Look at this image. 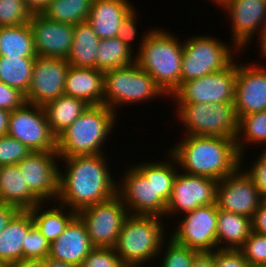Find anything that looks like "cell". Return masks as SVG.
<instances>
[{
    "label": "cell",
    "instance_id": "obj_51",
    "mask_svg": "<svg viewBox=\"0 0 266 267\" xmlns=\"http://www.w3.org/2000/svg\"><path fill=\"white\" fill-rule=\"evenodd\" d=\"M10 111L0 108V136L7 135Z\"/></svg>",
    "mask_w": 266,
    "mask_h": 267
},
{
    "label": "cell",
    "instance_id": "obj_37",
    "mask_svg": "<svg viewBox=\"0 0 266 267\" xmlns=\"http://www.w3.org/2000/svg\"><path fill=\"white\" fill-rule=\"evenodd\" d=\"M31 15L23 0H0V27L29 23Z\"/></svg>",
    "mask_w": 266,
    "mask_h": 267
},
{
    "label": "cell",
    "instance_id": "obj_27",
    "mask_svg": "<svg viewBox=\"0 0 266 267\" xmlns=\"http://www.w3.org/2000/svg\"><path fill=\"white\" fill-rule=\"evenodd\" d=\"M99 41L88 21L75 24L72 48L66 59L70 66L96 68Z\"/></svg>",
    "mask_w": 266,
    "mask_h": 267
},
{
    "label": "cell",
    "instance_id": "obj_13",
    "mask_svg": "<svg viewBox=\"0 0 266 267\" xmlns=\"http://www.w3.org/2000/svg\"><path fill=\"white\" fill-rule=\"evenodd\" d=\"M216 203L201 206L183 214L171 237L176 243L198 252H212L217 249Z\"/></svg>",
    "mask_w": 266,
    "mask_h": 267
},
{
    "label": "cell",
    "instance_id": "obj_52",
    "mask_svg": "<svg viewBox=\"0 0 266 267\" xmlns=\"http://www.w3.org/2000/svg\"><path fill=\"white\" fill-rule=\"evenodd\" d=\"M258 38L256 40H258L259 38V42L257 44H259L260 51H261V55L263 57L266 58V25L263 27V30L261 31V33L259 34V36H257Z\"/></svg>",
    "mask_w": 266,
    "mask_h": 267
},
{
    "label": "cell",
    "instance_id": "obj_14",
    "mask_svg": "<svg viewBox=\"0 0 266 267\" xmlns=\"http://www.w3.org/2000/svg\"><path fill=\"white\" fill-rule=\"evenodd\" d=\"M59 159L57 151L32 152L17 163L30 191L46 204L59 195Z\"/></svg>",
    "mask_w": 266,
    "mask_h": 267
},
{
    "label": "cell",
    "instance_id": "obj_38",
    "mask_svg": "<svg viewBox=\"0 0 266 267\" xmlns=\"http://www.w3.org/2000/svg\"><path fill=\"white\" fill-rule=\"evenodd\" d=\"M239 250L251 267H266V235L252 231Z\"/></svg>",
    "mask_w": 266,
    "mask_h": 267
},
{
    "label": "cell",
    "instance_id": "obj_25",
    "mask_svg": "<svg viewBox=\"0 0 266 267\" xmlns=\"http://www.w3.org/2000/svg\"><path fill=\"white\" fill-rule=\"evenodd\" d=\"M34 225L29 211H19L0 232V262L10 265L23 258L26 234Z\"/></svg>",
    "mask_w": 266,
    "mask_h": 267
},
{
    "label": "cell",
    "instance_id": "obj_2",
    "mask_svg": "<svg viewBox=\"0 0 266 267\" xmlns=\"http://www.w3.org/2000/svg\"><path fill=\"white\" fill-rule=\"evenodd\" d=\"M184 136L169 150L181 172L220 181L240 167V155L235 139L219 136Z\"/></svg>",
    "mask_w": 266,
    "mask_h": 267
},
{
    "label": "cell",
    "instance_id": "obj_35",
    "mask_svg": "<svg viewBox=\"0 0 266 267\" xmlns=\"http://www.w3.org/2000/svg\"><path fill=\"white\" fill-rule=\"evenodd\" d=\"M166 161H153V187L155 192L166 202H169L174 180L179 171L178 164L174 156L168 151Z\"/></svg>",
    "mask_w": 266,
    "mask_h": 267
},
{
    "label": "cell",
    "instance_id": "obj_49",
    "mask_svg": "<svg viewBox=\"0 0 266 267\" xmlns=\"http://www.w3.org/2000/svg\"><path fill=\"white\" fill-rule=\"evenodd\" d=\"M25 6L32 14H42L51 0H23Z\"/></svg>",
    "mask_w": 266,
    "mask_h": 267
},
{
    "label": "cell",
    "instance_id": "obj_29",
    "mask_svg": "<svg viewBox=\"0 0 266 267\" xmlns=\"http://www.w3.org/2000/svg\"><path fill=\"white\" fill-rule=\"evenodd\" d=\"M88 106L82 99L63 94L57 99L46 103L43 109L52 132L58 136L68 126L72 125Z\"/></svg>",
    "mask_w": 266,
    "mask_h": 267
},
{
    "label": "cell",
    "instance_id": "obj_39",
    "mask_svg": "<svg viewBox=\"0 0 266 267\" xmlns=\"http://www.w3.org/2000/svg\"><path fill=\"white\" fill-rule=\"evenodd\" d=\"M51 243L34 224L26 234L23 244V258L46 259L49 257Z\"/></svg>",
    "mask_w": 266,
    "mask_h": 267
},
{
    "label": "cell",
    "instance_id": "obj_16",
    "mask_svg": "<svg viewBox=\"0 0 266 267\" xmlns=\"http://www.w3.org/2000/svg\"><path fill=\"white\" fill-rule=\"evenodd\" d=\"M242 168L240 164L234 173L218 181L216 204L219 209L252 218L264 199Z\"/></svg>",
    "mask_w": 266,
    "mask_h": 267
},
{
    "label": "cell",
    "instance_id": "obj_48",
    "mask_svg": "<svg viewBox=\"0 0 266 267\" xmlns=\"http://www.w3.org/2000/svg\"><path fill=\"white\" fill-rule=\"evenodd\" d=\"M191 267H215L214 266V251L212 252H198Z\"/></svg>",
    "mask_w": 266,
    "mask_h": 267
},
{
    "label": "cell",
    "instance_id": "obj_3",
    "mask_svg": "<svg viewBox=\"0 0 266 267\" xmlns=\"http://www.w3.org/2000/svg\"><path fill=\"white\" fill-rule=\"evenodd\" d=\"M163 28H152L142 35L136 62L170 97L180 87L183 42ZM149 31V32H148Z\"/></svg>",
    "mask_w": 266,
    "mask_h": 267
},
{
    "label": "cell",
    "instance_id": "obj_12",
    "mask_svg": "<svg viewBox=\"0 0 266 267\" xmlns=\"http://www.w3.org/2000/svg\"><path fill=\"white\" fill-rule=\"evenodd\" d=\"M77 215L85 223L94 247H114L125 220L130 216L117 194L109 200L82 209Z\"/></svg>",
    "mask_w": 266,
    "mask_h": 267
},
{
    "label": "cell",
    "instance_id": "obj_53",
    "mask_svg": "<svg viewBox=\"0 0 266 267\" xmlns=\"http://www.w3.org/2000/svg\"><path fill=\"white\" fill-rule=\"evenodd\" d=\"M46 267H78L77 265L66 263L63 261L46 258Z\"/></svg>",
    "mask_w": 266,
    "mask_h": 267
},
{
    "label": "cell",
    "instance_id": "obj_6",
    "mask_svg": "<svg viewBox=\"0 0 266 267\" xmlns=\"http://www.w3.org/2000/svg\"><path fill=\"white\" fill-rule=\"evenodd\" d=\"M164 95L167 96L137 62L104 72V105L116 114L121 105H138Z\"/></svg>",
    "mask_w": 266,
    "mask_h": 267
},
{
    "label": "cell",
    "instance_id": "obj_15",
    "mask_svg": "<svg viewBox=\"0 0 266 267\" xmlns=\"http://www.w3.org/2000/svg\"><path fill=\"white\" fill-rule=\"evenodd\" d=\"M217 184L218 181L213 178L178 171L165 217L186 214L198 207L216 203Z\"/></svg>",
    "mask_w": 266,
    "mask_h": 267
},
{
    "label": "cell",
    "instance_id": "obj_33",
    "mask_svg": "<svg viewBox=\"0 0 266 267\" xmlns=\"http://www.w3.org/2000/svg\"><path fill=\"white\" fill-rule=\"evenodd\" d=\"M93 0H51L42 12L47 19L75 25L88 20Z\"/></svg>",
    "mask_w": 266,
    "mask_h": 267
},
{
    "label": "cell",
    "instance_id": "obj_1",
    "mask_svg": "<svg viewBox=\"0 0 266 267\" xmlns=\"http://www.w3.org/2000/svg\"><path fill=\"white\" fill-rule=\"evenodd\" d=\"M105 154L60 158L57 202L78 213L117 194V182L111 175ZM65 165V166H64ZM63 170V171H61Z\"/></svg>",
    "mask_w": 266,
    "mask_h": 267
},
{
    "label": "cell",
    "instance_id": "obj_40",
    "mask_svg": "<svg viewBox=\"0 0 266 267\" xmlns=\"http://www.w3.org/2000/svg\"><path fill=\"white\" fill-rule=\"evenodd\" d=\"M30 153L29 148L17 139L0 136V166L17 164Z\"/></svg>",
    "mask_w": 266,
    "mask_h": 267
},
{
    "label": "cell",
    "instance_id": "obj_34",
    "mask_svg": "<svg viewBox=\"0 0 266 267\" xmlns=\"http://www.w3.org/2000/svg\"><path fill=\"white\" fill-rule=\"evenodd\" d=\"M266 143V111L254 112L238 120L236 147L240 155V164L244 160L245 149L249 144ZM248 144V145H246Z\"/></svg>",
    "mask_w": 266,
    "mask_h": 267
},
{
    "label": "cell",
    "instance_id": "obj_21",
    "mask_svg": "<svg viewBox=\"0 0 266 267\" xmlns=\"http://www.w3.org/2000/svg\"><path fill=\"white\" fill-rule=\"evenodd\" d=\"M93 248L85 223L76 215L51 243L49 258L80 267Z\"/></svg>",
    "mask_w": 266,
    "mask_h": 267
},
{
    "label": "cell",
    "instance_id": "obj_42",
    "mask_svg": "<svg viewBox=\"0 0 266 267\" xmlns=\"http://www.w3.org/2000/svg\"><path fill=\"white\" fill-rule=\"evenodd\" d=\"M249 168L243 169L246 174L252 179L255 187L258 189L259 194L263 199H266V149H263Z\"/></svg>",
    "mask_w": 266,
    "mask_h": 267
},
{
    "label": "cell",
    "instance_id": "obj_30",
    "mask_svg": "<svg viewBox=\"0 0 266 267\" xmlns=\"http://www.w3.org/2000/svg\"><path fill=\"white\" fill-rule=\"evenodd\" d=\"M0 56L35 58L34 40L29 23L0 27Z\"/></svg>",
    "mask_w": 266,
    "mask_h": 267
},
{
    "label": "cell",
    "instance_id": "obj_32",
    "mask_svg": "<svg viewBox=\"0 0 266 267\" xmlns=\"http://www.w3.org/2000/svg\"><path fill=\"white\" fill-rule=\"evenodd\" d=\"M35 58H14L0 56V81L20 90L28 92Z\"/></svg>",
    "mask_w": 266,
    "mask_h": 267
},
{
    "label": "cell",
    "instance_id": "obj_31",
    "mask_svg": "<svg viewBox=\"0 0 266 267\" xmlns=\"http://www.w3.org/2000/svg\"><path fill=\"white\" fill-rule=\"evenodd\" d=\"M134 52L119 37L100 39L96 55V68L106 72L123 66H129L136 62V53Z\"/></svg>",
    "mask_w": 266,
    "mask_h": 267
},
{
    "label": "cell",
    "instance_id": "obj_55",
    "mask_svg": "<svg viewBox=\"0 0 266 267\" xmlns=\"http://www.w3.org/2000/svg\"><path fill=\"white\" fill-rule=\"evenodd\" d=\"M0 267H8V265L0 262Z\"/></svg>",
    "mask_w": 266,
    "mask_h": 267
},
{
    "label": "cell",
    "instance_id": "obj_45",
    "mask_svg": "<svg viewBox=\"0 0 266 267\" xmlns=\"http://www.w3.org/2000/svg\"><path fill=\"white\" fill-rule=\"evenodd\" d=\"M136 11L137 8H133L122 20L121 25L118 29V37L124 42L125 45H127L133 51L135 49L133 48L134 44H132V41L135 40L136 37H138L136 36L138 34L136 25L138 22V14H140Z\"/></svg>",
    "mask_w": 266,
    "mask_h": 267
},
{
    "label": "cell",
    "instance_id": "obj_46",
    "mask_svg": "<svg viewBox=\"0 0 266 267\" xmlns=\"http://www.w3.org/2000/svg\"><path fill=\"white\" fill-rule=\"evenodd\" d=\"M252 231L266 235V199H264L252 217Z\"/></svg>",
    "mask_w": 266,
    "mask_h": 267
},
{
    "label": "cell",
    "instance_id": "obj_47",
    "mask_svg": "<svg viewBox=\"0 0 266 267\" xmlns=\"http://www.w3.org/2000/svg\"><path fill=\"white\" fill-rule=\"evenodd\" d=\"M18 212L19 210L17 208L0 202V232Z\"/></svg>",
    "mask_w": 266,
    "mask_h": 267
},
{
    "label": "cell",
    "instance_id": "obj_36",
    "mask_svg": "<svg viewBox=\"0 0 266 267\" xmlns=\"http://www.w3.org/2000/svg\"><path fill=\"white\" fill-rule=\"evenodd\" d=\"M168 239V243L164 242L159 252L158 258L161 257V253L163 254L160 267H191L198 251L176 243L171 237Z\"/></svg>",
    "mask_w": 266,
    "mask_h": 267
},
{
    "label": "cell",
    "instance_id": "obj_5",
    "mask_svg": "<svg viewBox=\"0 0 266 267\" xmlns=\"http://www.w3.org/2000/svg\"><path fill=\"white\" fill-rule=\"evenodd\" d=\"M163 218L130 215L125 220L113 248L127 267H141L159 256L166 241Z\"/></svg>",
    "mask_w": 266,
    "mask_h": 267
},
{
    "label": "cell",
    "instance_id": "obj_8",
    "mask_svg": "<svg viewBox=\"0 0 266 267\" xmlns=\"http://www.w3.org/2000/svg\"><path fill=\"white\" fill-rule=\"evenodd\" d=\"M175 104V117L184 125L185 135L219 136L236 140L238 118L234 102Z\"/></svg>",
    "mask_w": 266,
    "mask_h": 267
},
{
    "label": "cell",
    "instance_id": "obj_50",
    "mask_svg": "<svg viewBox=\"0 0 266 267\" xmlns=\"http://www.w3.org/2000/svg\"><path fill=\"white\" fill-rule=\"evenodd\" d=\"M8 267H46V259H25L22 258Z\"/></svg>",
    "mask_w": 266,
    "mask_h": 267
},
{
    "label": "cell",
    "instance_id": "obj_41",
    "mask_svg": "<svg viewBox=\"0 0 266 267\" xmlns=\"http://www.w3.org/2000/svg\"><path fill=\"white\" fill-rule=\"evenodd\" d=\"M80 267H127L113 247H94Z\"/></svg>",
    "mask_w": 266,
    "mask_h": 267
},
{
    "label": "cell",
    "instance_id": "obj_4",
    "mask_svg": "<svg viewBox=\"0 0 266 267\" xmlns=\"http://www.w3.org/2000/svg\"><path fill=\"white\" fill-rule=\"evenodd\" d=\"M117 117L118 114L105 105H89L72 125L57 136L59 158L104 153L103 145L114 130Z\"/></svg>",
    "mask_w": 266,
    "mask_h": 267
},
{
    "label": "cell",
    "instance_id": "obj_22",
    "mask_svg": "<svg viewBox=\"0 0 266 267\" xmlns=\"http://www.w3.org/2000/svg\"><path fill=\"white\" fill-rule=\"evenodd\" d=\"M64 94L84 100L88 105H104V72L97 68L70 66Z\"/></svg>",
    "mask_w": 266,
    "mask_h": 267
},
{
    "label": "cell",
    "instance_id": "obj_7",
    "mask_svg": "<svg viewBox=\"0 0 266 267\" xmlns=\"http://www.w3.org/2000/svg\"><path fill=\"white\" fill-rule=\"evenodd\" d=\"M210 35L192 36L183 42L180 86L187 81L226 69L240 53L234 45ZM232 48V49H231Z\"/></svg>",
    "mask_w": 266,
    "mask_h": 267
},
{
    "label": "cell",
    "instance_id": "obj_9",
    "mask_svg": "<svg viewBox=\"0 0 266 267\" xmlns=\"http://www.w3.org/2000/svg\"><path fill=\"white\" fill-rule=\"evenodd\" d=\"M128 167L117 182V195L129 214L164 217L167 203L153 187V162L148 160Z\"/></svg>",
    "mask_w": 266,
    "mask_h": 267
},
{
    "label": "cell",
    "instance_id": "obj_19",
    "mask_svg": "<svg viewBox=\"0 0 266 267\" xmlns=\"http://www.w3.org/2000/svg\"><path fill=\"white\" fill-rule=\"evenodd\" d=\"M222 10L231 19L232 43L244 51L266 25V0H230Z\"/></svg>",
    "mask_w": 266,
    "mask_h": 267
},
{
    "label": "cell",
    "instance_id": "obj_43",
    "mask_svg": "<svg viewBox=\"0 0 266 267\" xmlns=\"http://www.w3.org/2000/svg\"><path fill=\"white\" fill-rule=\"evenodd\" d=\"M215 267H251L239 249L214 250Z\"/></svg>",
    "mask_w": 266,
    "mask_h": 267
},
{
    "label": "cell",
    "instance_id": "obj_26",
    "mask_svg": "<svg viewBox=\"0 0 266 267\" xmlns=\"http://www.w3.org/2000/svg\"><path fill=\"white\" fill-rule=\"evenodd\" d=\"M251 232L252 218L218 208L217 249H239Z\"/></svg>",
    "mask_w": 266,
    "mask_h": 267
},
{
    "label": "cell",
    "instance_id": "obj_28",
    "mask_svg": "<svg viewBox=\"0 0 266 267\" xmlns=\"http://www.w3.org/2000/svg\"><path fill=\"white\" fill-rule=\"evenodd\" d=\"M56 203L57 201L54 206L45 210V202H41L29 210L34 224L50 243L63 233L68 223L77 215L75 211Z\"/></svg>",
    "mask_w": 266,
    "mask_h": 267
},
{
    "label": "cell",
    "instance_id": "obj_10",
    "mask_svg": "<svg viewBox=\"0 0 266 267\" xmlns=\"http://www.w3.org/2000/svg\"><path fill=\"white\" fill-rule=\"evenodd\" d=\"M7 135L26 145L31 152L57 151V136L47 122L43 106L26 102L10 111Z\"/></svg>",
    "mask_w": 266,
    "mask_h": 267
},
{
    "label": "cell",
    "instance_id": "obj_24",
    "mask_svg": "<svg viewBox=\"0 0 266 267\" xmlns=\"http://www.w3.org/2000/svg\"><path fill=\"white\" fill-rule=\"evenodd\" d=\"M0 202L29 211L41 201L30 191L17 164L0 166Z\"/></svg>",
    "mask_w": 266,
    "mask_h": 267
},
{
    "label": "cell",
    "instance_id": "obj_18",
    "mask_svg": "<svg viewBox=\"0 0 266 267\" xmlns=\"http://www.w3.org/2000/svg\"><path fill=\"white\" fill-rule=\"evenodd\" d=\"M238 62L234 106L239 120L244 115L266 111V66Z\"/></svg>",
    "mask_w": 266,
    "mask_h": 267
},
{
    "label": "cell",
    "instance_id": "obj_11",
    "mask_svg": "<svg viewBox=\"0 0 266 267\" xmlns=\"http://www.w3.org/2000/svg\"><path fill=\"white\" fill-rule=\"evenodd\" d=\"M237 60L226 68L184 82L170 97L178 104H213L235 101Z\"/></svg>",
    "mask_w": 266,
    "mask_h": 267
},
{
    "label": "cell",
    "instance_id": "obj_44",
    "mask_svg": "<svg viewBox=\"0 0 266 267\" xmlns=\"http://www.w3.org/2000/svg\"><path fill=\"white\" fill-rule=\"evenodd\" d=\"M26 103L25 94L0 81V108L14 111Z\"/></svg>",
    "mask_w": 266,
    "mask_h": 267
},
{
    "label": "cell",
    "instance_id": "obj_23",
    "mask_svg": "<svg viewBox=\"0 0 266 267\" xmlns=\"http://www.w3.org/2000/svg\"><path fill=\"white\" fill-rule=\"evenodd\" d=\"M133 8L129 0H93L87 21L99 39L118 37L122 20Z\"/></svg>",
    "mask_w": 266,
    "mask_h": 267
},
{
    "label": "cell",
    "instance_id": "obj_54",
    "mask_svg": "<svg viewBox=\"0 0 266 267\" xmlns=\"http://www.w3.org/2000/svg\"><path fill=\"white\" fill-rule=\"evenodd\" d=\"M215 2L216 5L222 7V9L228 4L230 0H211V2Z\"/></svg>",
    "mask_w": 266,
    "mask_h": 267
},
{
    "label": "cell",
    "instance_id": "obj_20",
    "mask_svg": "<svg viewBox=\"0 0 266 267\" xmlns=\"http://www.w3.org/2000/svg\"><path fill=\"white\" fill-rule=\"evenodd\" d=\"M37 56L67 59L73 43L74 25L55 22L42 14L29 21Z\"/></svg>",
    "mask_w": 266,
    "mask_h": 267
},
{
    "label": "cell",
    "instance_id": "obj_17",
    "mask_svg": "<svg viewBox=\"0 0 266 267\" xmlns=\"http://www.w3.org/2000/svg\"><path fill=\"white\" fill-rule=\"evenodd\" d=\"M69 67L64 58L36 56L26 102L44 106L62 96Z\"/></svg>",
    "mask_w": 266,
    "mask_h": 267
}]
</instances>
